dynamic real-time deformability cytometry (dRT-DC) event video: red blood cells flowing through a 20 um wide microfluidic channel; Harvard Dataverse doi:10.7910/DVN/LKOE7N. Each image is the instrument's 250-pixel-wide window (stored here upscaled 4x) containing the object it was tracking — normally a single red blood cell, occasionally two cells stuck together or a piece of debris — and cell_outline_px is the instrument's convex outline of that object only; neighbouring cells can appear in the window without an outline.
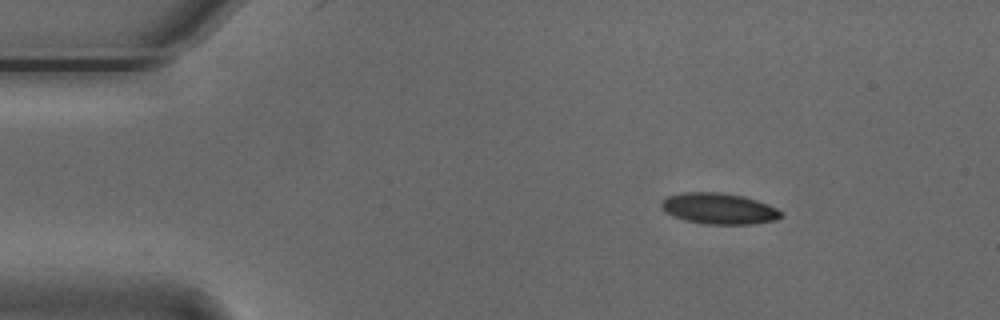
{"species": "Egyptian fruit bat (a non-hibernating species)", "species_latin": "Rousettus aegyptiacus", "temperature_condition": "cold", "stored_images_in_passage": 2, "camera_frame_rate_fps": 3000, "um_per_image_px": 0.085, "animal": {"sex": "male"}, "frame": {"image": 1, "passage_image": 1, "time_ms": 0.0, "image_size_px": [1000, 320], "cell_outline_px": [[784, 216], [776, 220], [752, 224], [704, 224], [684, 220], [672, 216], [664, 212], [660, 208], [660, 204], [668, 196], [680, 192], [720, 192], [744, 196], [756, 200], [776, 208], [784, 212]], "centroid_in_image_um": [61.09, 17.73], "position_along_channel_um": 23.9, "area_um2": 21.91}}